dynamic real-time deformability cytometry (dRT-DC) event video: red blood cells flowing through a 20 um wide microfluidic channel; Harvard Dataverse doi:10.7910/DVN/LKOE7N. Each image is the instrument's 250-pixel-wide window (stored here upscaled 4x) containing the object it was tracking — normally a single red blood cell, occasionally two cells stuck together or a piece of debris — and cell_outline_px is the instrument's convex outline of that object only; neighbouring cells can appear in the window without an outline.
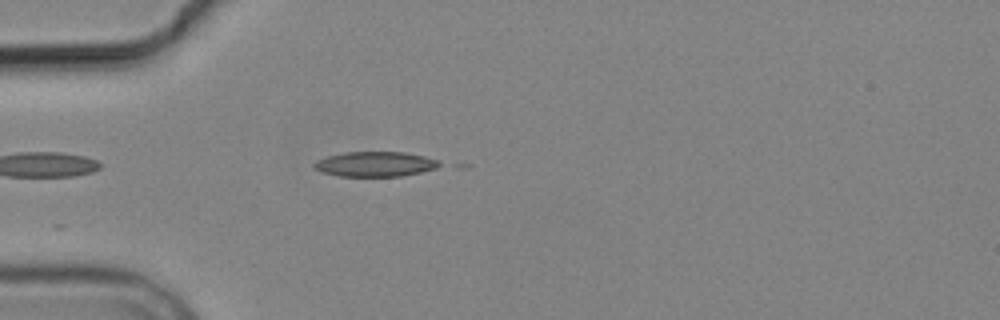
{"species": "common noctule bat (a hibernating species)", "species_latin": "Nyctalus noctula", "temperature_condition": "cold", "stored_images_in_passage": 5, "camera_frame_rate_fps": 3000, "um_per_image_px": 0.085, "animal": {"sex": "male", "body_mass_g": 19.2, "forearm_length_mm": 51.8}, "frame": {"image": 1, "passage_image": 5, "time_ms": 4.667, "image_size_px": [1000, 320], "cell_outline_px": [[444, 164], [436, 168], [420, 172], [400, 176], [340, 176], [320, 172], [312, 168], [312, 164], [316, 160], [328, 156], [344, 152], [404, 152], [424, 156], [440, 160]], "centroid_in_image_um": [31.88, 13.94], "position_along_channel_um": 53.1, "area_um2": 18.38}}